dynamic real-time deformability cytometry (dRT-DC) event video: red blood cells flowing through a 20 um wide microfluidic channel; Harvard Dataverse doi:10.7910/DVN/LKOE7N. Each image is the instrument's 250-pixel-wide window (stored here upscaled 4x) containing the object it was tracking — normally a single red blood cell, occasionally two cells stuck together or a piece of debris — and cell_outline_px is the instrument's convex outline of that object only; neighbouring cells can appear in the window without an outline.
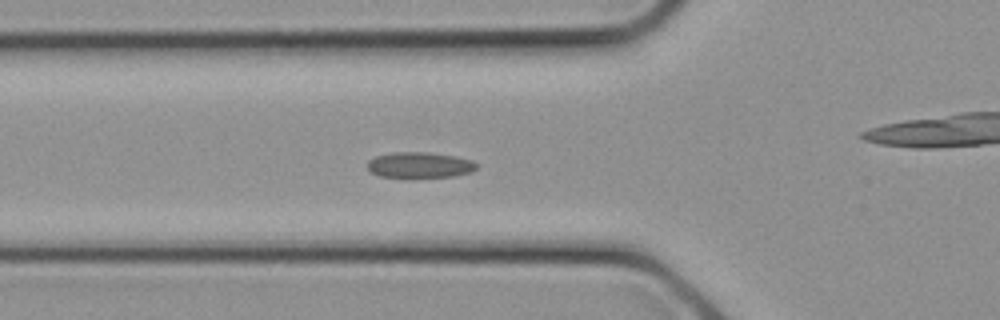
{"species": "common noctule bat (a hibernating species)", "species_latin": "Nyctalus noctula", "temperature_condition": "cold", "stored_images_in_passage": 12, "camera_frame_rate_fps": 3000, "um_per_image_px": 0.085, "animal": {"sex": "female", "body_mass_g": 21.9}, "frame": {"image": 1, "passage_image": 9, "time_ms": 2.667, "image_size_px": [1000, 320], "cell_outline_px": [[476, 168], [472, 172], [456, 176], [380, 176], [372, 172], [368, 168], [368, 160], [376, 156], [392, 152], [428, 152], [456, 156], [472, 160], [476, 164]], "centroid_in_image_um": [35.7, 14.0], "position_along_channel_um": 90.1, "area_um2": 16.07}}